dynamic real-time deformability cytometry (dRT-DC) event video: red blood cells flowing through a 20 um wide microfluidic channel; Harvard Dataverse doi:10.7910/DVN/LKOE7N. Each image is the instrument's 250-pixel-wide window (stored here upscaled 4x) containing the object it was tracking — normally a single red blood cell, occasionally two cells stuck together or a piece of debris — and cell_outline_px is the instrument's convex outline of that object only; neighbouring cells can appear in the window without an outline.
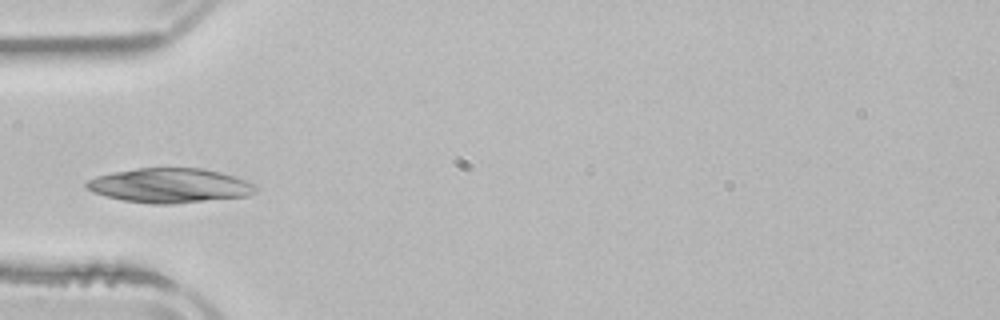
{"species": "common noctule bat (a hibernating species)", "species_latin": "Nyctalus noctula", "temperature_condition": "room temperature", "stored_images_in_passage": 2, "camera_frame_rate_fps": 3000, "um_per_image_px": 0.085, "animal": {"sex": "male", "body_mass_g": 21.5, "forearm_length_mm": 52.0}, "frame": {"image": 1, "passage_image": 2, "time_ms": 1.333, "image_size_px": [1000, 320], "cell_outline_px": [[256, 192], [248, 196], [172, 204], [152, 204], [124, 200], [92, 192], [84, 184], [88, 180], [96, 176], [112, 172], [136, 168], [200, 168], [220, 172], [244, 180], [252, 184], [256, 188]], "centroid_in_image_um": [14.4, 15.77], "position_along_channel_um": 70.6, "area_um2": 33.76}}